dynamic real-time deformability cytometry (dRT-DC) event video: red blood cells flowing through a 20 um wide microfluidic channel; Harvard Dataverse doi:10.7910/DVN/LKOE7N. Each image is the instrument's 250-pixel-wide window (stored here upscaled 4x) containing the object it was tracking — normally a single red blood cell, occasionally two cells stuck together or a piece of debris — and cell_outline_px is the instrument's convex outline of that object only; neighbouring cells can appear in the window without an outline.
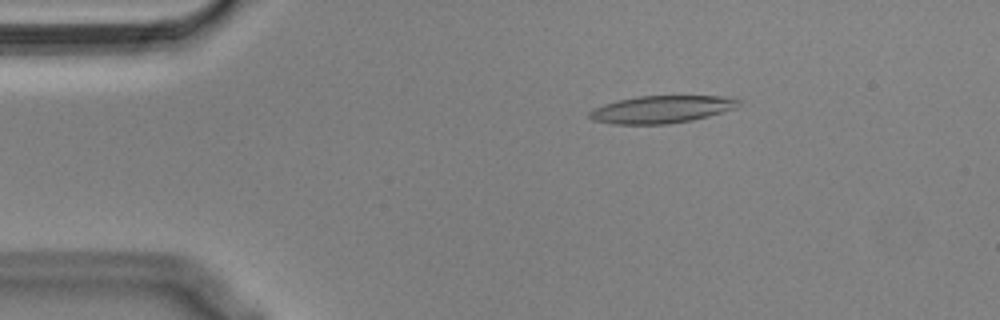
{"species": "Egyptian fruit bat (a non-hibernating species)", "species_latin": "Rousettus aegyptiacus", "temperature_condition": "cold", "stored_images_in_passage": 25, "camera_frame_rate_fps": 3000, "um_per_image_px": 0.085, "animal": {"sex": "male"}, "frame": {"image": 1, "passage_image": 7, "time_ms": 2.0, "image_size_px": [1000, 320], "cell_outline_px": [[740, 104], [736, 108], [708, 116], [692, 120], [668, 124], [612, 124], [592, 120], [588, 116], [588, 112], [592, 108], [616, 100], [640, 96], [720, 96], [740, 100]], "centroid_in_image_um": [56.18, 9.3], "position_along_channel_um": 28.8, "area_um2": 23.87}}
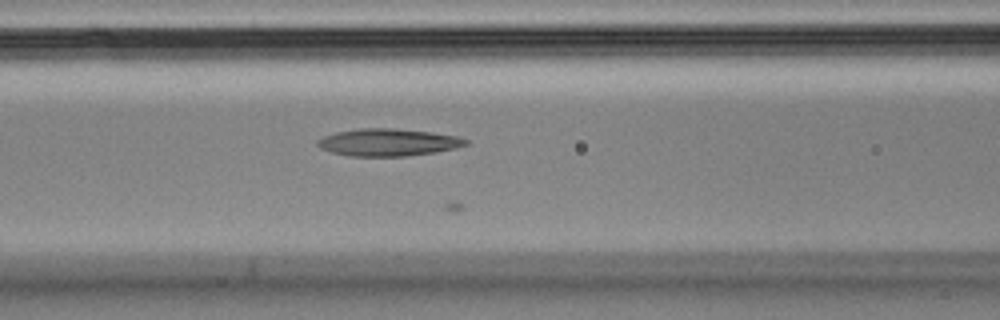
{"frame": {"image": 2, "passage_image": 20, "time_ms": 6.333, "image_size_px": [1000, 320], "cell_outline_px": [[468, 144], [456, 148], [436, 152], [404, 156], [348, 156], [332, 152], [320, 148], [316, 144], [316, 140], [324, 136], [336, 132], [360, 128], [396, 128], [432, 132], [456, 136], [468, 140]], "centroid_in_image_um": [32.98, 12.09], "position_along_channel_um": 133.6, "area_um2": 23.64}}
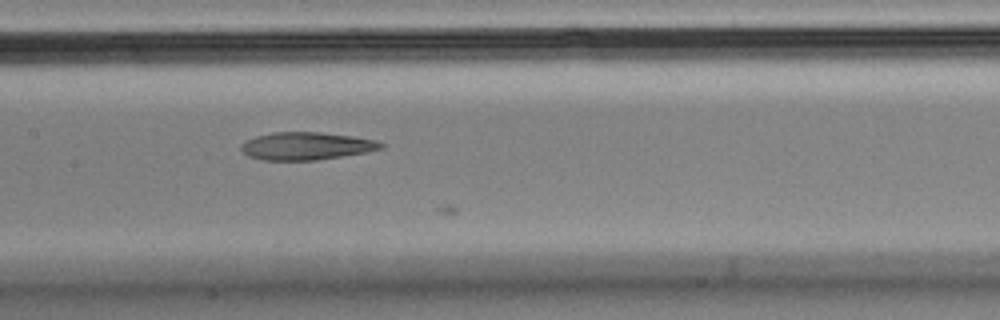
{"frame": {"image": 3, "passage_image": 24, "time_ms": 7.667, "image_size_px": [1000, 320], "cell_outline_px": [[384, 148], [368, 152], [316, 160], [260, 160], [248, 156], [240, 148], [240, 144], [256, 136], [272, 132], [320, 132], [352, 136], [376, 140], [384, 144]], "centroid_in_image_um": [26.04, 12.41], "position_along_channel_um": 181.4, "area_um2": 22.6}}